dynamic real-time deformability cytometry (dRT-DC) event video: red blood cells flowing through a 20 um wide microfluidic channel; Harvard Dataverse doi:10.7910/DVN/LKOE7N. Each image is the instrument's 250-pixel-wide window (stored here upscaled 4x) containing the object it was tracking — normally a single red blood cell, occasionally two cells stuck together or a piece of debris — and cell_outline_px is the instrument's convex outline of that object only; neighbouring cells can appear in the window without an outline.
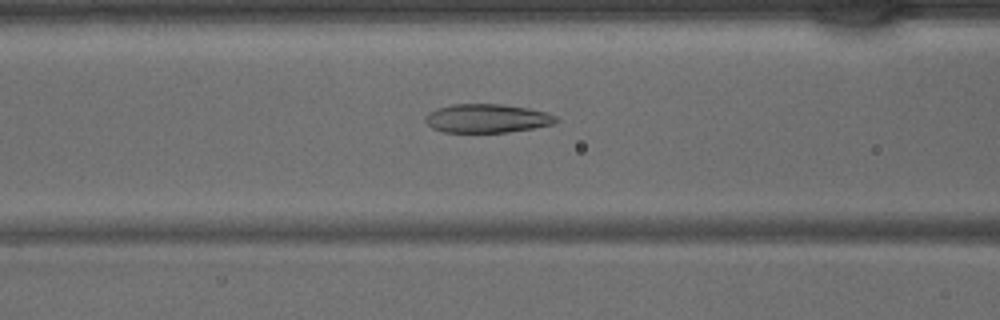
{"species": "common noctule bat (a hibernating species)", "species_latin": "Nyctalus noctula", "temperature_condition": "warm", "stored_images_in_passage": 35, "camera_frame_rate_fps": 3000, "um_per_image_px": 0.085, "animal": {"sex": "male", "body_mass_g": 15.6}, "frame": {"image": 1, "passage_image": 10, "time_ms": 3.0, "image_size_px": [1000, 320], "cell_outline_px": [[560, 120], [556, 124], [508, 132], [444, 132], [432, 128], [424, 120], [424, 116], [428, 112], [436, 108], [456, 104], [500, 104], [528, 108], [544, 112], [556, 116]], "centroid_in_image_um": [41.39, 10.06], "position_along_channel_um": 125.2, "area_um2": 21.91}}
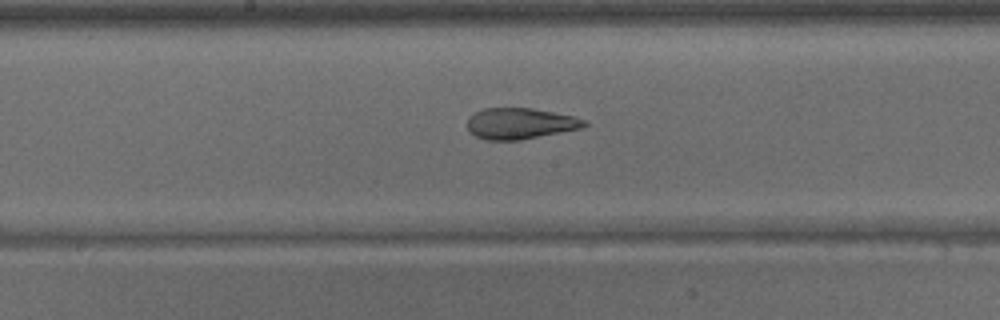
{"frame": {"image": 2, "passage_image": 15, "time_ms": 4.667, "image_size_px": [1000, 320], "cell_outline_px": [[588, 124], [580, 128], [520, 140], [484, 140], [476, 136], [468, 128], [468, 116], [484, 108], [532, 108], [572, 116], [584, 120]], "centroid_in_image_um": [44.17, 10.5], "position_along_channel_um": 204.0, "area_um2": 20.87}}
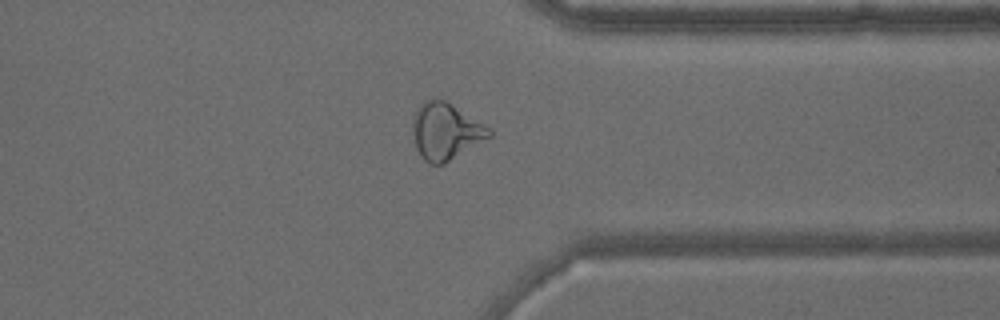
{"frame": {"image": 3, "passage_image": 26, "time_ms": 8.333, "image_size_px": [1000, 320], "cell_outline_px": [[492, 136], [444, 164], [432, 164], [424, 160], [420, 156], [416, 148], [412, 128], [412, 116], [420, 104], [424, 100], [444, 100], [452, 104], [492, 128]], "centroid_in_image_um": [37.88, 11.16], "position_along_channel_um": 373.5, "area_um2": 25.37}}